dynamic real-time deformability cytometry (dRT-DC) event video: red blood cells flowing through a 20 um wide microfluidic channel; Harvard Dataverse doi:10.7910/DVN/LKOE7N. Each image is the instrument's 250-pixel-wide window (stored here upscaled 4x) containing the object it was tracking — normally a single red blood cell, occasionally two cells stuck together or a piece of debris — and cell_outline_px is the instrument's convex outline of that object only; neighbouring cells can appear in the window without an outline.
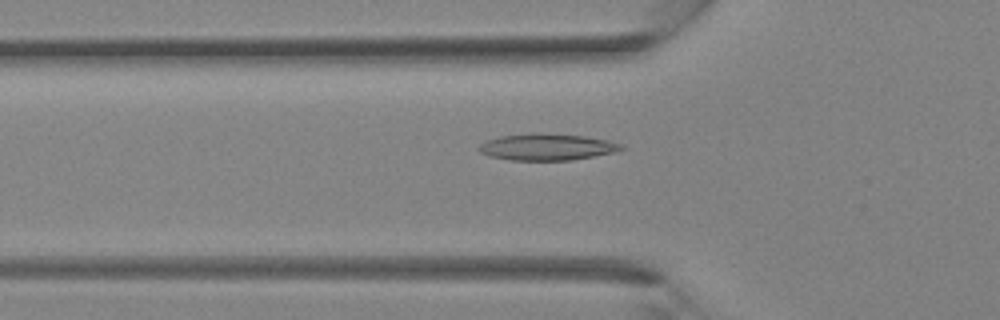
{"species": "Egyptian fruit bat (a non-hibernating species)", "species_latin": "Rousettus aegyptiacus", "temperature_condition": "room temperature", "stored_images_in_passage": 31, "camera_frame_rate_fps": 3000, "um_per_image_px": 0.085, "animal": {"sex": "female"}, "frame": {"image": 1, "passage_image": 8, "time_ms": 2.333, "image_size_px": [1000, 320], "cell_outline_px": [[624, 148], [612, 152], [572, 160], [512, 160], [488, 156], [480, 152], [476, 148], [480, 144], [488, 140], [500, 136], [536, 132], [540, 132], [584, 136], [624, 144]], "centroid_in_image_um": [46.44, 12.48], "position_along_channel_um": 79.4, "area_um2": 21.96}}
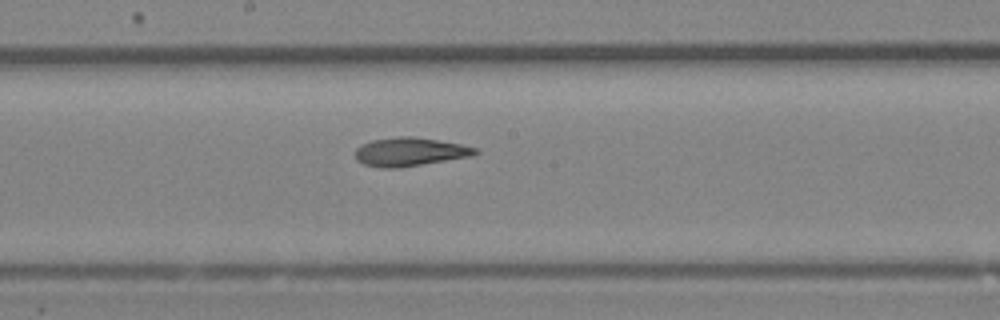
{"frame": {"image": 2, "passage_image": 15, "time_ms": 4.667, "image_size_px": [1000, 320], "cell_outline_px": [[480, 152], [472, 156], [400, 168], [380, 168], [364, 164], [356, 160], [356, 148], [372, 140], [400, 136], [412, 136], [460, 144], [476, 148]], "centroid_in_image_um": [34.84, 12.92], "position_along_channel_um": 213.4, "area_um2": 19.88}}
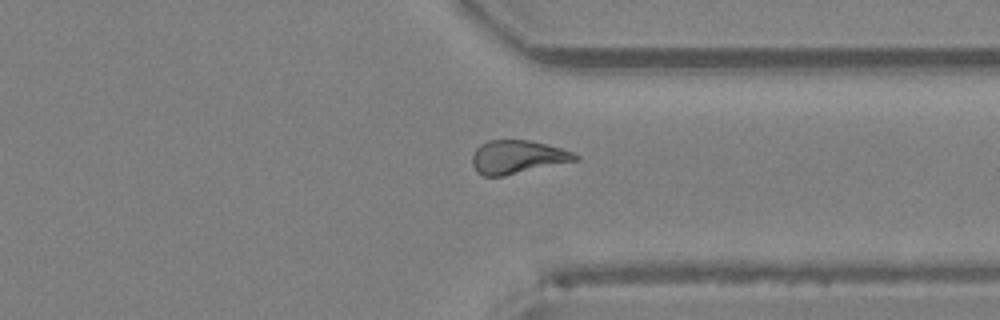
{"frame": {"image": 3, "passage_image": 23, "time_ms": 7.333, "image_size_px": [1000, 320], "cell_outline_px": [[580, 156], [576, 160], [504, 176], [484, 176], [476, 172], [472, 164], [472, 156], [476, 148], [480, 144], [488, 140], [528, 140], [560, 148], [572, 152]], "centroid_in_image_um": [43.92, 13.35], "position_along_channel_um": 367.5, "area_um2": 19.83}}